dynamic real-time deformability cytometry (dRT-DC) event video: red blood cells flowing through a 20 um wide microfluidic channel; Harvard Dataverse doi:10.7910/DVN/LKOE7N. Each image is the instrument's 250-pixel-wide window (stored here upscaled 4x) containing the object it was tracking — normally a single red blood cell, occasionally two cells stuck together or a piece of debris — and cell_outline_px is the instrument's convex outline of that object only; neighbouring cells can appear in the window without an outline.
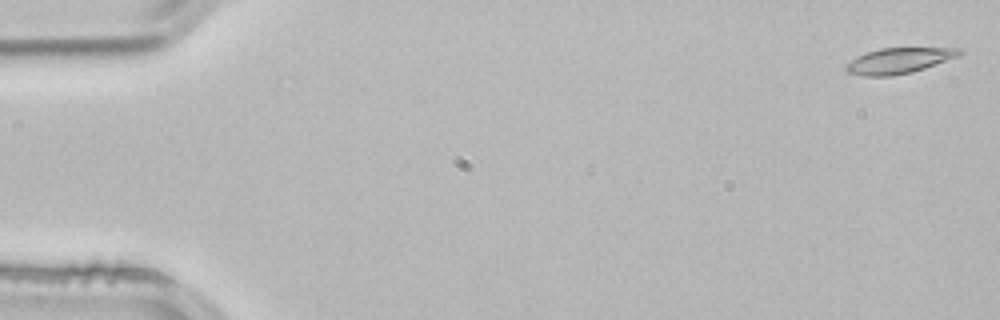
{"species": "common noctule bat (a hibernating species)", "species_latin": "Nyctalus noctula", "temperature_condition": "room temperature", "stored_images_in_passage": 3, "camera_frame_rate_fps": 3000, "um_per_image_px": 0.085, "animal": {"sex": "male", "body_mass_g": 21.5, "forearm_length_mm": 52.0}, "frame": {"image": 1, "passage_image": 1, "time_ms": 0.0, "image_size_px": [1000, 320], "cell_outline_px": [[964, 52], [960, 56], [912, 72], [892, 76], [864, 76], [848, 72], [844, 68], [844, 64], [856, 56], [880, 48], [960, 48]], "centroid_in_image_um": [76.39, 5.15], "position_along_channel_um": 8.6, "area_um2": 16.99}}
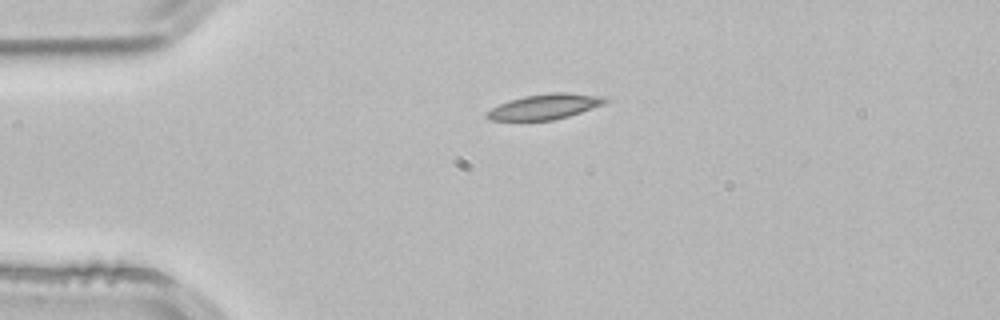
{"frame": {"image": 2, "passage_image": 3, "time_ms": 0.667, "image_size_px": [1000, 320], "cell_outline_px": [[608, 100], [604, 104], [568, 116], [552, 120], [492, 120], [484, 116], [484, 112], [508, 100], [524, 96], [552, 92], [564, 92], [604, 96]], "centroid_in_image_um": [46.28, 9.05], "position_along_channel_um": 38.7, "area_um2": 17.34}}